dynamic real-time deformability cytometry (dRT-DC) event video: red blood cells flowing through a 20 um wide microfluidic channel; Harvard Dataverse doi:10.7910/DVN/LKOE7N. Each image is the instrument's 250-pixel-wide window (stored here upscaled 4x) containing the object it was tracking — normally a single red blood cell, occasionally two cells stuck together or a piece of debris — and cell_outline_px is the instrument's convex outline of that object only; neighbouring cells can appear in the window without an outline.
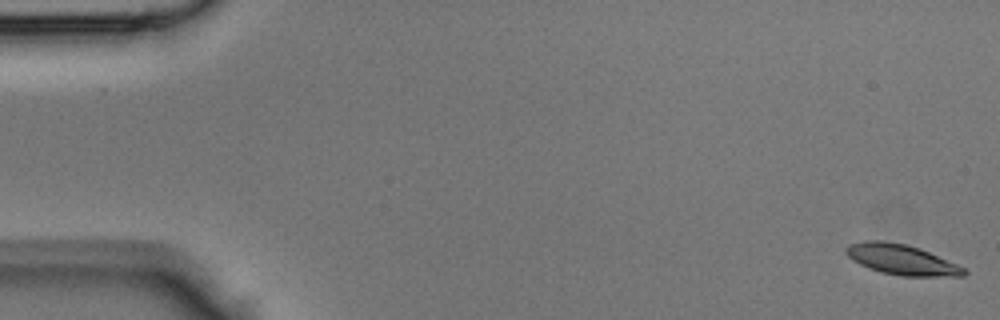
{"species": "Egyptian fruit bat (a non-hibernating species)", "species_latin": "Rousettus aegyptiacus", "temperature_condition": "room temperature", "stored_images_in_passage": 44, "camera_frame_rate_fps": 3000, "um_per_image_px": 0.085, "animal": {"sex": "male"}, "frame": {"image": 1, "passage_image": 1, "time_ms": 0.0, "image_size_px": [1000, 320], "cell_outline_px": [[968, 272], [964, 276], [900, 276], [880, 272], [868, 268], [852, 260], [844, 252], [844, 248], [848, 244], [864, 240], [884, 240], [904, 244], [920, 248], [956, 264], [964, 268]], "centroid_in_image_um": [76.57, 22.06], "position_along_channel_um": 8.4, "area_um2": 20.92}}
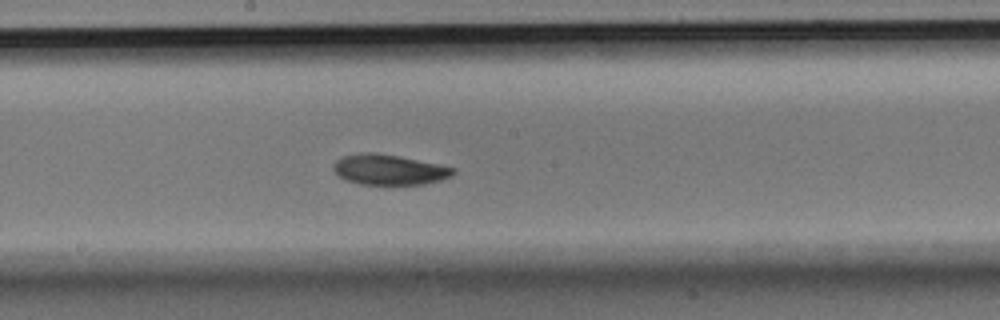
{"frame": {"image": 2, "passage_image": 24, "time_ms": 7.667, "image_size_px": [1000, 320], "cell_outline_px": [[456, 172], [452, 176], [440, 180], [424, 184], [360, 184], [344, 180], [332, 168], [332, 164], [336, 160], [344, 156], [364, 152], [372, 152], [396, 156], [456, 168]], "centroid_in_image_um": [33.05, 14.43], "position_along_channel_um": 215.1, "area_um2": 20.92}}
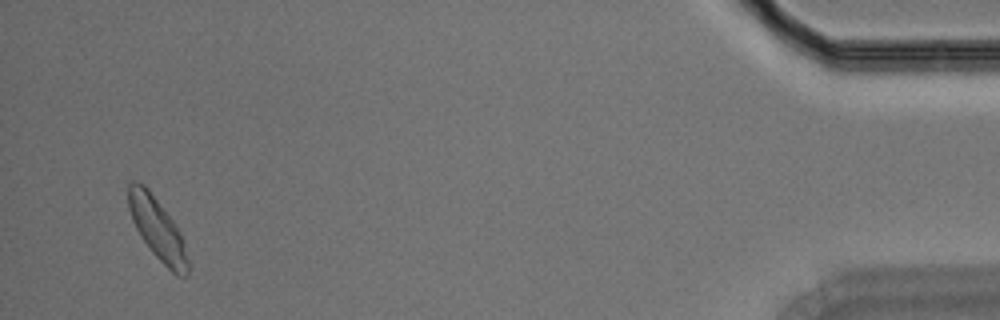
{"frame": {"image": 3, "passage_image": 43, "time_ms": 14.0, "image_size_px": [1000, 320], "cell_outline_px": [[192, 264], [188, 276], [176, 276], [152, 252], [140, 236], [132, 220], [128, 208], [128, 184], [132, 180], [136, 180], [144, 184], [148, 188], [172, 220], [180, 232], [184, 240]], "centroid_in_image_um": [13.43, 19.5], "position_along_channel_um": 421.8, "area_um2": 21.85}}